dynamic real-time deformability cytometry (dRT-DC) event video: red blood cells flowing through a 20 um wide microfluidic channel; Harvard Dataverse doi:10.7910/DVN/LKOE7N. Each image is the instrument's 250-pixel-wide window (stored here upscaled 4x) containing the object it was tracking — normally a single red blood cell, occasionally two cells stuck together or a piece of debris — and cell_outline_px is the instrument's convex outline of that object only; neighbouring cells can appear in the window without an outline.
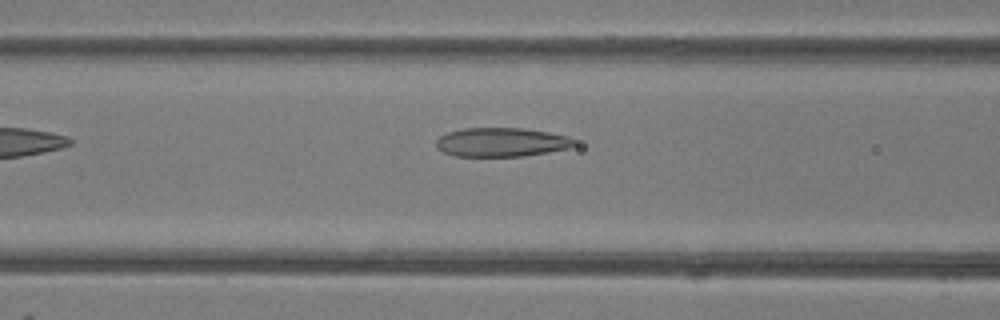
{"species": "common noctule bat (a hibernating species)", "species_latin": "Nyctalus noctula", "temperature_condition": "room temperature", "stored_images_in_passage": 5, "camera_frame_rate_fps": 3000, "um_per_image_px": 0.085, "animal": {"sex": "female"}, "frame": {"image": 1, "passage_image": 5, "time_ms": 5.333, "image_size_px": [1000, 320], "cell_outline_px": [[576, 144], [568, 148], [548, 152], [524, 156], [456, 156], [444, 152], [436, 148], [436, 140], [440, 136], [448, 132], [464, 128], [524, 128], [548, 132], [568, 136], [576, 140]], "centroid_in_image_um": [42.63, 12.08], "position_along_channel_um": 124.0, "area_um2": 23.35}}